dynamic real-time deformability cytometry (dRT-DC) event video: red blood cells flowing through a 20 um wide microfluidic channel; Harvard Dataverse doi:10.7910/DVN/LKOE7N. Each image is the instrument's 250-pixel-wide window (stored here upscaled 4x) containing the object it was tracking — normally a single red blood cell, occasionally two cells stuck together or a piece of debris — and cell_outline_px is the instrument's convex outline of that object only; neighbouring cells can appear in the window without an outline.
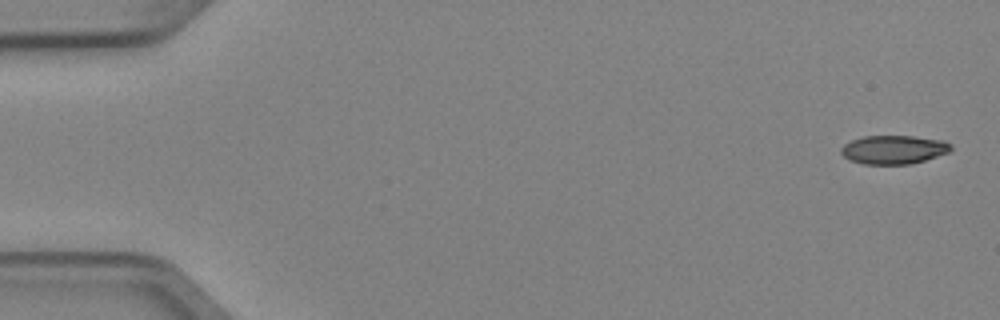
{"species": "Egyptian fruit bat (a non-hibernating species)", "species_latin": "Rousettus aegyptiacus", "temperature_condition": "cold", "stored_images_in_passage": 4, "camera_frame_rate_fps": 3000, "um_per_image_px": 0.085, "animal": {"sex": "female"}, "frame": {"image": 1, "passage_image": 1, "time_ms": 0.0, "image_size_px": [1000, 320], "cell_outline_px": [[952, 148], [948, 152], [924, 160], [908, 164], [864, 164], [852, 160], [844, 156], [840, 152], [840, 148], [844, 144], [852, 140], [864, 136], [912, 136], [944, 140], [952, 144]], "centroid_in_image_um": [75.96, 12.71], "position_along_channel_um": 9.0, "area_um2": 18.21}}
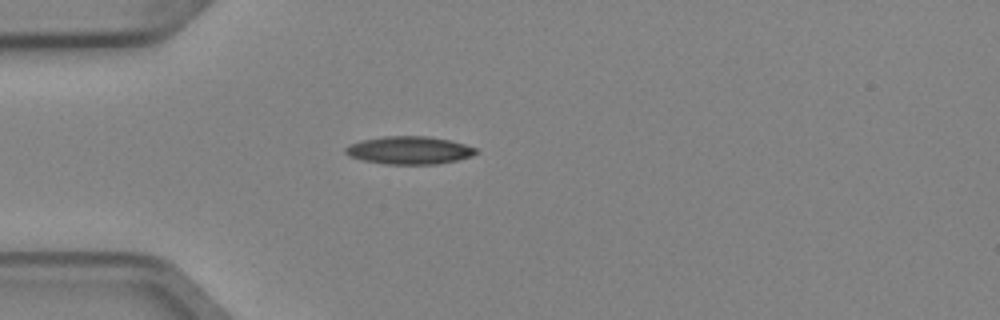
{"frame": {"image": 2, "passage_image": 4, "time_ms": 1.0, "image_size_px": [1000, 320], "cell_outline_px": [[480, 152], [472, 156], [456, 160], [436, 164], [384, 164], [364, 160], [348, 156], [344, 152], [344, 148], [348, 144], [364, 140], [384, 136], [428, 136], [448, 140], [464, 144], [476, 148]], "centroid_in_image_um": [34.78, 12.77], "position_along_channel_um": 50.2, "area_um2": 21.15}}